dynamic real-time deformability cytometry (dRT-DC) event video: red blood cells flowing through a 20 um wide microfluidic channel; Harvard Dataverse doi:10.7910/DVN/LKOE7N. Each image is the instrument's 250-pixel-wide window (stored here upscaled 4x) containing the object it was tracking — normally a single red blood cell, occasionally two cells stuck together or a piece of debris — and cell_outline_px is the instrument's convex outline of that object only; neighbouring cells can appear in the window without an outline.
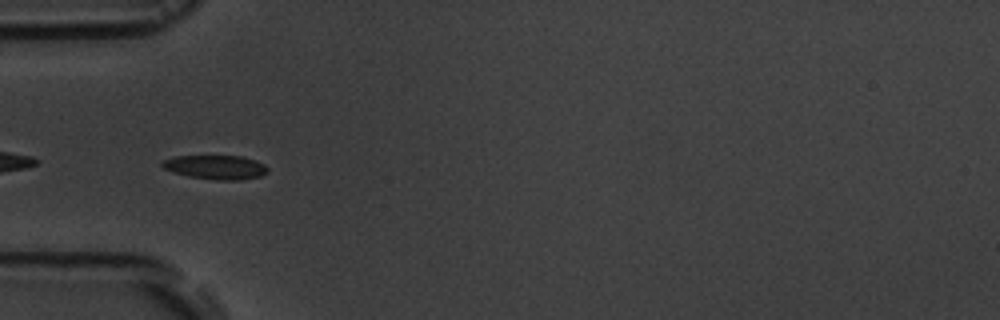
{"species": "common noctule bat (a hibernating species)", "species_latin": "Nyctalus noctula", "temperature_condition": "room temperature", "stored_images_in_passage": 7, "segment_of_instrument_passage": [2, 2], "camera_frame_rate_fps": 3000, "um_per_image_px": 0.085, "animal": {"sex": "male", "body_mass_g": 19.5, "forearm_length_mm": 54.6}, "frame": {"image": 1, "passage_image": 5, "time_ms": 5.667, "image_size_px": [1000, 320], "cell_outline_px": [[268, 172], [260, 176], [240, 180], [216, 180], [188, 176], [172, 172], [164, 168], [160, 164], [164, 160], [176, 156], [240, 156], [256, 160], [264, 164], [268, 168]], "centroid_in_image_um": [18.35, 14.21], "position_along_channel_um": 66.7, "area_um2": 14.8}}
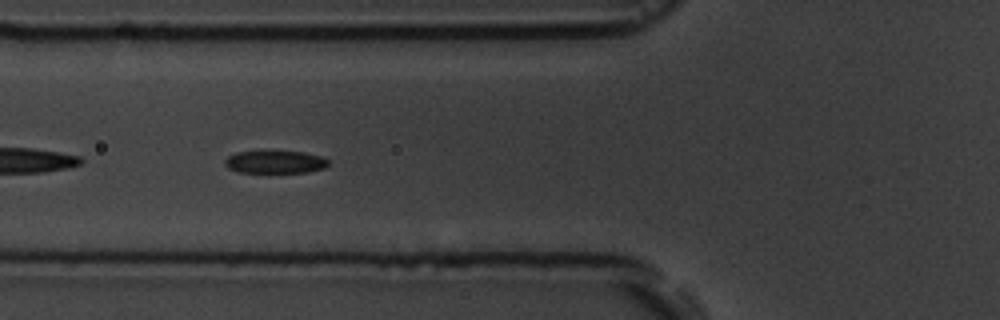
{"frame": {"image": 2, "passage_image": 6, "time_ms": 6.667, "image_size_px": [1000, 320], "cell_outline_px": [[328, 164], [324, 168], [308, 172], [240, 172], [228, 168], [224, 164], [224, 160], [228, 156], [236, 152], [304, 152], [320, 156], [328, 160]], "centroid_in_image_um": [23.37, 13.77], "position_along_channel_um": 102.4, "area_um2": 13.41}}